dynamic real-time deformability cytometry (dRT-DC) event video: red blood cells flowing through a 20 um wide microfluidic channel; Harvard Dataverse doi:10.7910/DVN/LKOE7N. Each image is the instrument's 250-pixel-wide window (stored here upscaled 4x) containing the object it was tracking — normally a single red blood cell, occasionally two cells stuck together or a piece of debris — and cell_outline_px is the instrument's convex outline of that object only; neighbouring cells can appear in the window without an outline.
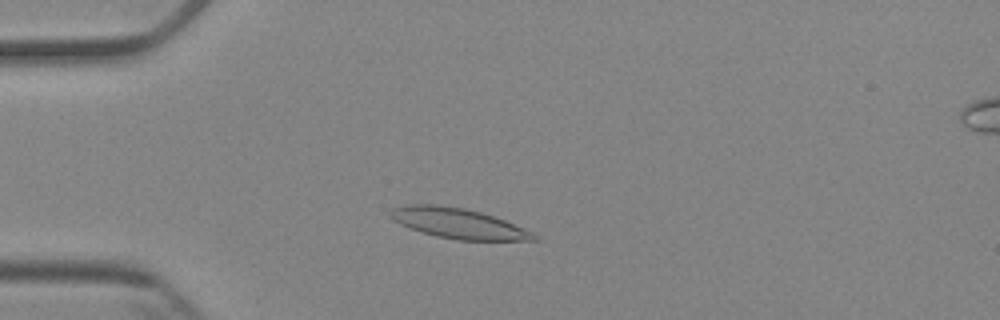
{"species": "Egyptian fruit bat (a non-hibernating species)", "species_latin": "Rousettus aegyptiacus", "temperature_condition": "cold", "stored_images_in_passage": 5, "camera_frame_rate_fps": 3000, "um_per_image_px": 0.085, "animal": {"sex": "female"}, "frame": {"image": 1, "passage_image": 3, "time_ms": 2.333, "image_size_px": [1000, 320], "cell_outline_px": [[540, 240], [456, 240], [436, 236], [400, 224], [392, 220], [388, 216], [388, 212], [392, 208], [408, 204], [436, 204], [464, 208], [480, 212], [504, 220], [532, 232]], "centroid_in_image_um": [38.89, 18.97], "position_along_channel_um": 46.1, "area_um2": 25.09}}
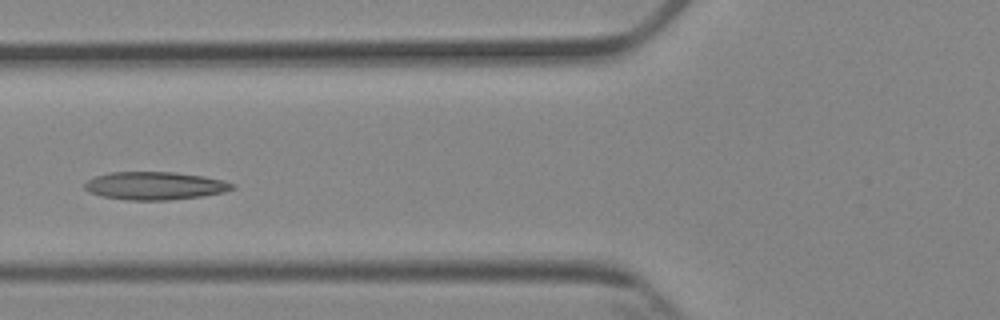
{"frame": {"image": 2, "passage_image": 5, "time_ms": 4.667, "image_size_px": [1000, 320], "cell_outline_px": [[236, 188], [224, 192], [200, 196], [168, 200], [128, 200], [100, 196], [88, 192], [84, 188], [84, 184], [88, 180], [96, 176], [112, 172], [176, 172], [204, 176], [224, 180], [236, 184]], "centroid_in_image_um": [13.19, 15.79], "position_along_channel_um": 112.6, "area_um2": 24.16}}